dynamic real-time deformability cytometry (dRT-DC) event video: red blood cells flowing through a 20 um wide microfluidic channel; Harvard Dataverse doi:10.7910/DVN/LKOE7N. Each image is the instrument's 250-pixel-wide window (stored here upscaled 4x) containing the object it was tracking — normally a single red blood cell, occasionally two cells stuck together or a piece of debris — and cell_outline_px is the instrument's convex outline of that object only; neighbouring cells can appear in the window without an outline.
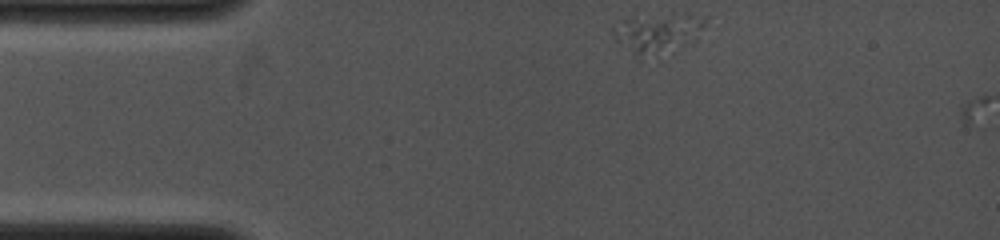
{"species": "common noctule bat (a hibernating species)", "species_latin": "Nyctalus noctula", "temperature_condition": "cold", "stored_images_in_passage": 2, "camera_frame_rate_fps": 4000, "um_per_image_px": 0.085, "animal": {"sex": "female", "body_mass_g": 19.0, "forearm_length_mm": 53.3}, "frame": {"image": 1, "passage_image": 1, "time_ms": 0.0, "image_size_px": [1000, 240], "cell_outline_px": [[708, 16], [696, 40], [672, 56], [668, 56], [636, 52], [616, 40], [612, 36], [612, 28], [620, 20], [632, 16], [672, 12], [684, 12]], "centroid_in_image_um": [56.03, 2.73], "position_along_channel_um": 29.0, "area_um2": 22.14}}